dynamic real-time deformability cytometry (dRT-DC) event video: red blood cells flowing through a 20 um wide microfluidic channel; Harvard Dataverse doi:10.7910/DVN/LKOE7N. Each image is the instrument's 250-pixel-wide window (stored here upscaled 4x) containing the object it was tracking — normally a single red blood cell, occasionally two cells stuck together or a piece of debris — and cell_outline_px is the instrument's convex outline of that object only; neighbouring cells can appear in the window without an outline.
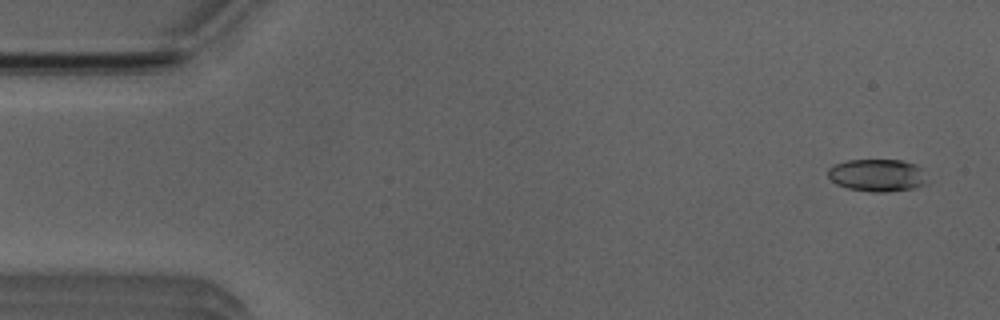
{"species": "Egyptian fruit bat (a non-hibernating species)", "species_latin": "Rousettus aegyptiacus", "temperature_condition": "room temperature", "stored_images_in_passage": 51, "camera_frame_rate_fps": 3000, "um_per_image_px": 0.085, "animal": {"sex": "male"}, "frame": {"image": 1, "passage_image": 3, "time_ms": 0.667, "image_size_px": [1000, 320], "cell_outline_px": [[928, 180], [924, 184], [912, 188], [888, 192], [872, 192], [848, 188], [836, 184], [828, 176], [828, 168], [836, 164], [848, 160], [900, 160], [916, 164], [924, 168]], "centroid_in_image_um": [74.61, 14.89], "position_along_channel_um": 10.4, "area_um2": 18.9}}
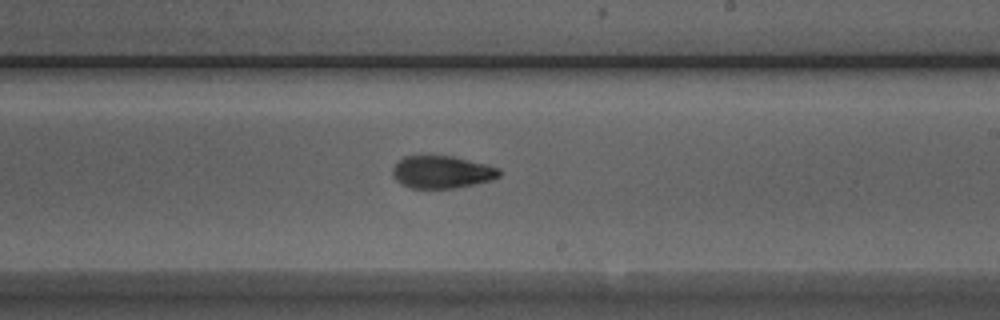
{"frame": {"image": 2, "passage_image": 30, "time_ms": 9.667, "image_size_px": [1000, 320], "cell_outline_px": [[500, 176], [492, 180], [452, 188], [412, 188], [396, 180], [392, 176], [392, 168], [404, 156], [452, 156], [500, 168]], "centroid_in_image_um": [37.55, 14.62], "position_along_channel_um": 251.4, "area_um2": 19.88}}
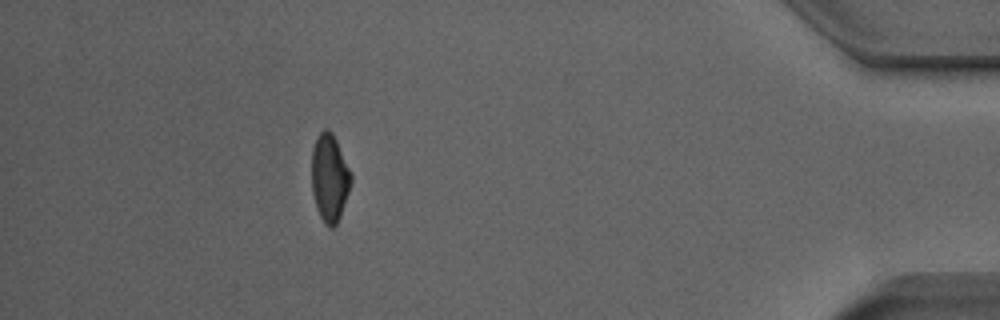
{"frame": {"image": 3, "passage_image": 46, "time_ms": 15.0, "image_size_px": [1000, 320], "cell_outline_px": [[352, 180], [340, 216], [336, 224], [332, 228], [328, 228], [324, 224], [316, 208], [312, 192], [312, 148], [320, 132], [324, 128], [328, 128], [332, 132], [352, 172]], "centroid_in_image_um": [28.01, 15.11], "position_along_channel_um": 407.2, "area_um2": 20.17}, "authors_computed_cell_mechanics": {"area_um2": 20.1144, "velocity_mm_per_s": 4.0131, "shape_relaxation_time_tau1_ms": 5.1118, "shape_relaxation_time_tau2_ms": 2.9183, "deformation_change_tau1": 0.155, "deformation_change_tau2": 0.0888}}